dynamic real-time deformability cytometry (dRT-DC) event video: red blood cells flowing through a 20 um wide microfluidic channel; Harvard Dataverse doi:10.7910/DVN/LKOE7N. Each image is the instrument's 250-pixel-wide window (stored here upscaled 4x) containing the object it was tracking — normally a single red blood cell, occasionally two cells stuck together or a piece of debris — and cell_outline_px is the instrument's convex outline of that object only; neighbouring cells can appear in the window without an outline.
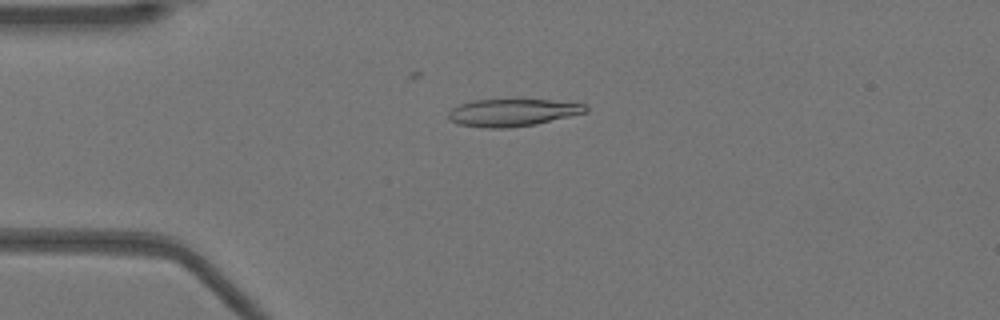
{"species": "Egyptian fruit bat (a non-hibernating species)", "species_latin": "Rousettus aegyptiacus", "temperature_condition": "warm", "stored_images_in_passage": 47, "camera_frame_rate_fps": 3000, "um_per_image_px": 0.085, "animal": {"sex": "female"}, "frame": {"image": 1, "passage_image": 7, "time_ms": 2.0, "image_size_px": [1000, 320], "cell_outline_px": [[588, 112], [536, 124], [508, 128], [484, 128], [456, 124], [448, 120], [448, 112], [452, 108], [460, 104], [472, 100], [516, 96], [552, 100], [584, 104], [588, 108]], "centroid_in_image_um": [43.53, 9.52], "position_along_channel_um": 41.5, "area_um2": 23.12}}
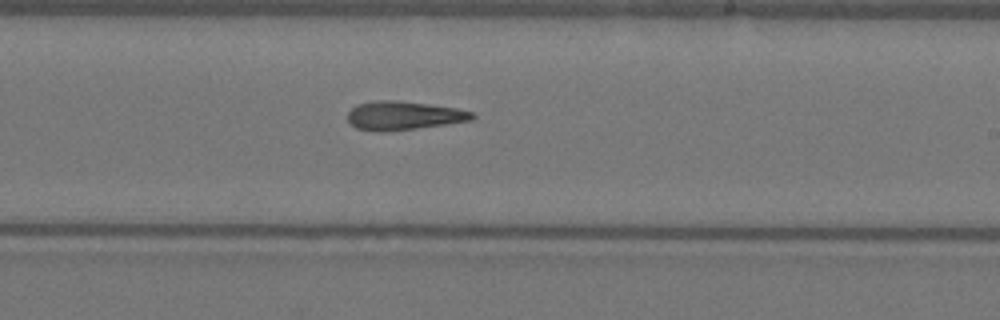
{"frame": {"image": 2, "passage_image": 25, "time_ms": 8.0, "image_size_px": [1000, 320], "cell_outline_px": [[476, 116], [472, 120], [416, 128], [384, 132], [376, 132], [356, 128], [348, 120], [348, 112], [356, 104], [376, 100], [396, 100], [428, 104], [456, 108], [472, 112]], "centroid_in_image_um": [34.27, 9.82], "position_along_channel_um": 254.7, "area_um2": 20.75}}
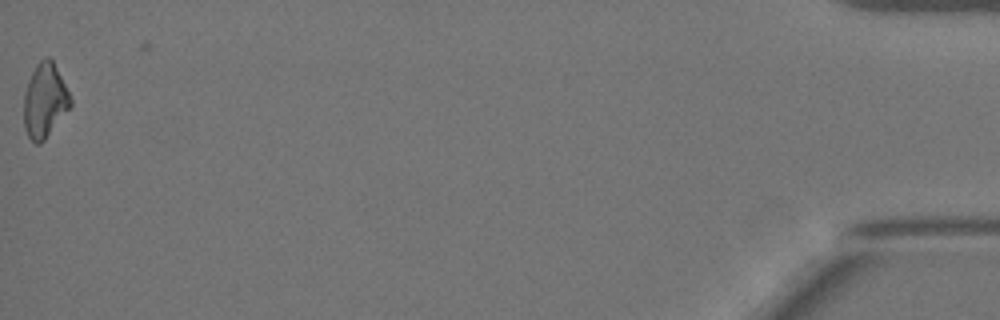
{"frame": {"image": 3, "passage_image": 46, "time_ms": 15.0, "image_size_px": [1000, 320], "cell_outline_px": [[72, 104], [44, 140], [40, 144], [36, 144], [28, 136], [24, 128], [24, 92], [28, 80], [36, 64], [44, 56], [48, 56], [52, 60], [72, 100]], "centroid_in_image_um": [3.78, 8.54], "position_along_channel_um": 431.4, "area_um2": 19.88}, "authors_computed_cell_mechanics": {"area_um2": 20.6346, "velocity_mm_per_s": 3.9534, "shape_relaxation_time_tau1_ms": null, "shape_relaxation_time_tau2_ms": 9.3003, "deformation_change_tau1": null, "deformation_change_tau2": 0.2578}}